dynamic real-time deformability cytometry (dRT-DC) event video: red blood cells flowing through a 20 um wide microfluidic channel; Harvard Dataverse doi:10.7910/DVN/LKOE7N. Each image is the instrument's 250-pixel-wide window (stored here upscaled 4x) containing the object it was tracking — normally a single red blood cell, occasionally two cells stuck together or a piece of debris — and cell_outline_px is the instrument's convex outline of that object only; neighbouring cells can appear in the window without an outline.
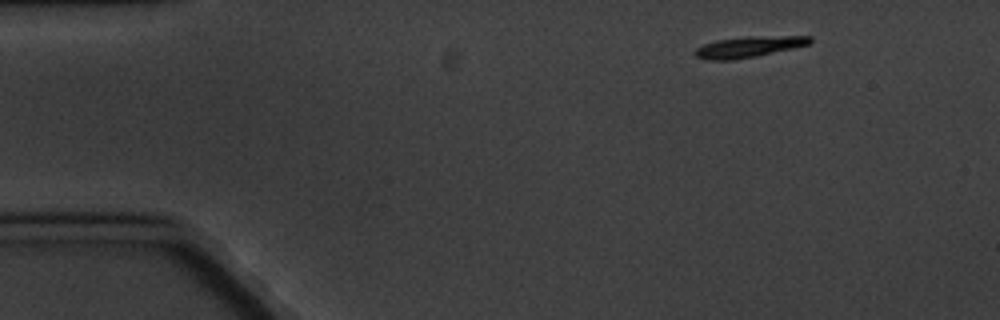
{"species": "common noctule bat (a hibernating species)", "species_latin": "Nyctalus noctula", "temperature_condition": "cold", "stored_images_in_passage": 4, "camera_frame_rate_fps": 3000, "um_per_image_px": 0.085, "animal": {"sex": "male", "body_mass_g": 20.1, "forearm_length_mm": 53.5}, "frame": {"image": 1, "passage_image": 1, "time_ms": 0.0, "image_size_px": [1000, 320], "cell_outline_px": [[812, 44], [756, 56], [732, 60], [708, 60], [696, 56], [692, 52], [696, 48], [704, 44], [716, 40], [748, 36], [812, 36]], "centroid_in_image_um": [63.65, 3.98], "position_along_channel_um": 21.3, "area_um2": 14.1}}
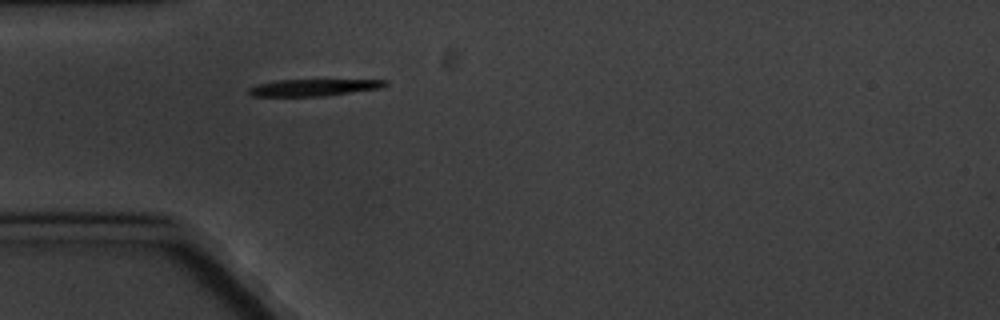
{"frame": {"image": 2, "passage_image": 4, "time_ms": 3.333, "image_size_px": [1000, 320], "cell_outline_px": [[388, 84], [380, 88], [324, 96], [252, 96], [248, 92], [248, 88], [256, 84], [276, 80], [388, 80]], "centroid_in_image_um": [26.61, 7.43], "position_along_channel_um": 58.4, "area_um2": 13.29}}